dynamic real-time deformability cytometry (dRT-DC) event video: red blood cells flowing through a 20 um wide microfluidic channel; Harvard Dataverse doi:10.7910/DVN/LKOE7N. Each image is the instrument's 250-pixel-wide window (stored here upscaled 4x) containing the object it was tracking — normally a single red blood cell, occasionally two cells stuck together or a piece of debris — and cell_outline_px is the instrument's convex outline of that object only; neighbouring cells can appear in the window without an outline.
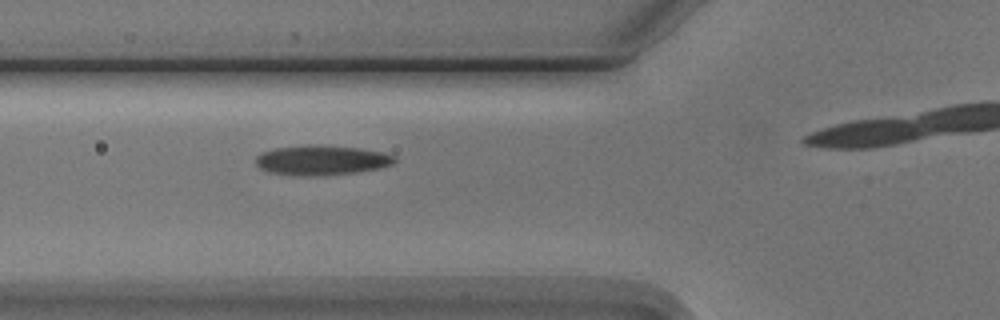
{"species": "Egyptian fruit bat (a non-hibernating species)", "species_latin": "Rousettus aegyptiacus", "temperature_condition": "cold", "stored_images_in_passage": 4, "camera_frame_rate_fps": 3000, "um_per_image_px": 0.085, "animal": {"sex": "male"}, "frame": {"image": 1, "passage_image": 3, "time_ms": 2.333, "image_size_px": [1000, 320], "cell_outline_px": [[396, 160], [392, 164], [380, 168], [356, 172], [308, 176], [300, 176], [268, 172], [260, 168], [256, 164], [256, 156], [260, 152], [276, 148], [308, 144], [360, 148], [384, 152], [396, 156]], "centroid_in_image_um": [27.32, 13.61], "position_along_channel_um": 98.5, "area_um2": 24.16}}